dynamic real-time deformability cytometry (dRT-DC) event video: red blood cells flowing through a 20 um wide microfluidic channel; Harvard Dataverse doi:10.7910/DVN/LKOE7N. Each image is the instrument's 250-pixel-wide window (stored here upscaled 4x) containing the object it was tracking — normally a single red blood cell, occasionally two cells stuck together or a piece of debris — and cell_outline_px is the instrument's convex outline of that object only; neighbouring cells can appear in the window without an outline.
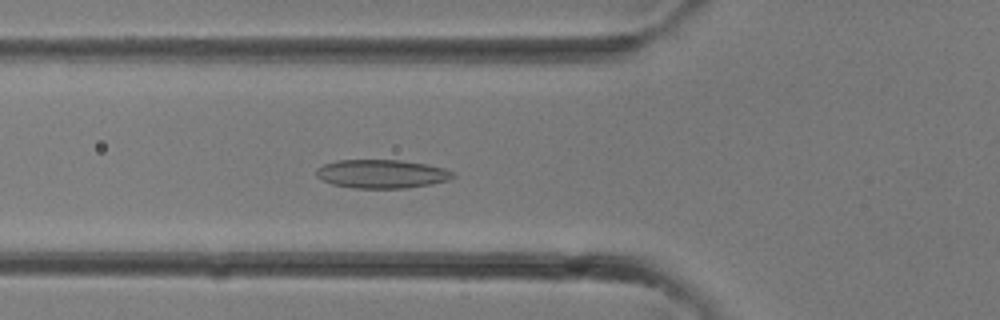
{"species": "common noctule bat (a hibernating species)", "species_latin": "Nyctalus noctula", "temperature_condition": "room temperature", "stored_images_in_passage": 33, "camera_frame_rate_fps": 3000, "um_per_image_px": 0.085, "animal": {"sex": "female"}, "frame": {"image": 1, "passage_image": 12, "time_ms": 3.667, "image_size_px": [1000, 320], "cell_outline_px": [[456, 176], [448, 180], [432, 184], [404, 188], [352, 188], [332, 184], [316, 176], [316, 168], [324, 164], [336, 160], [400, 160], [428, 164], [444, 168], [456, 172]], "centroid_in_image_um": [32.48, 14.78], "position_along_channel_um": 93.3, "area_um2": 22.95}}
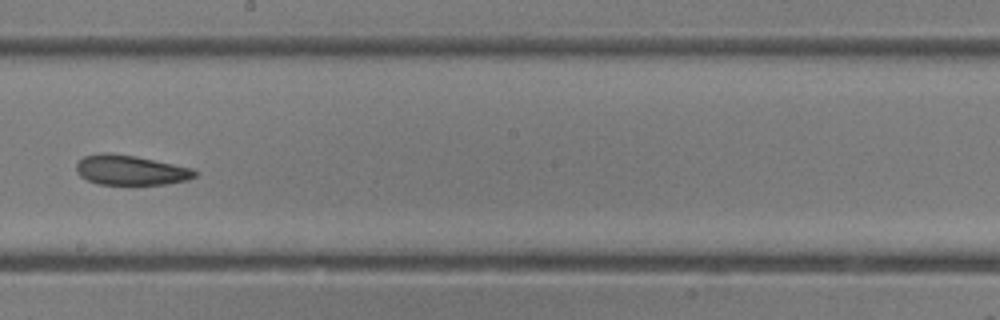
{"frame": {"image": 2, "passage_image": 19, "time_ms": 6.0, "image_size_px": [1000, 320], "cell_outline_px": [[196, 176], [188, 180], [168, 184], [96, 184], [80, 176], [76, 172], [76, 164], [84, 156], [100, 152], [108, 152], [136, 156], [192, 168], [196, 172]], "centroid_in_image_um": [11.08, 14.45], "position_along_channel_um": 237.1, "area_um2": 20.69}}
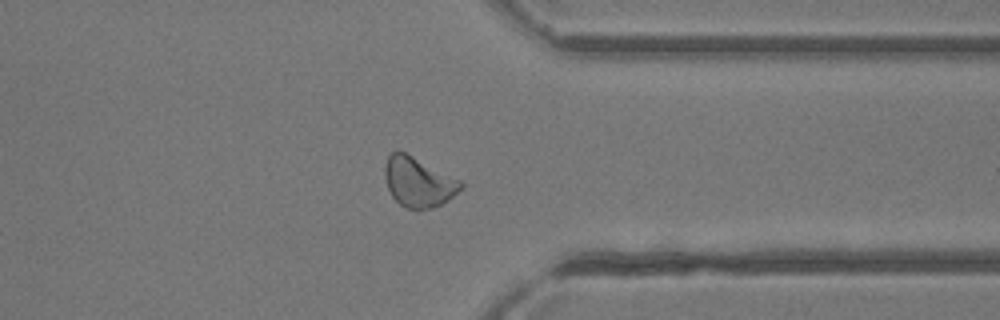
{"frame": {"image": 3, "passage_image": 26, "time_ms": 8.333, "image_size_px": [1000, 320], "cell_outline_px": [[464, 188], [440, 204], [432, 208], [408, 208], [400, 204], [392, 196], [388, 188], [384, 176], [384, 164], [388, 156], [396, 148], [400, 148], [460, 180], [464, 184]], "centroid_in_image_um": [35.53, 15.41], "position_along_channel_um": 375.9, "area_um2": 22.2}}